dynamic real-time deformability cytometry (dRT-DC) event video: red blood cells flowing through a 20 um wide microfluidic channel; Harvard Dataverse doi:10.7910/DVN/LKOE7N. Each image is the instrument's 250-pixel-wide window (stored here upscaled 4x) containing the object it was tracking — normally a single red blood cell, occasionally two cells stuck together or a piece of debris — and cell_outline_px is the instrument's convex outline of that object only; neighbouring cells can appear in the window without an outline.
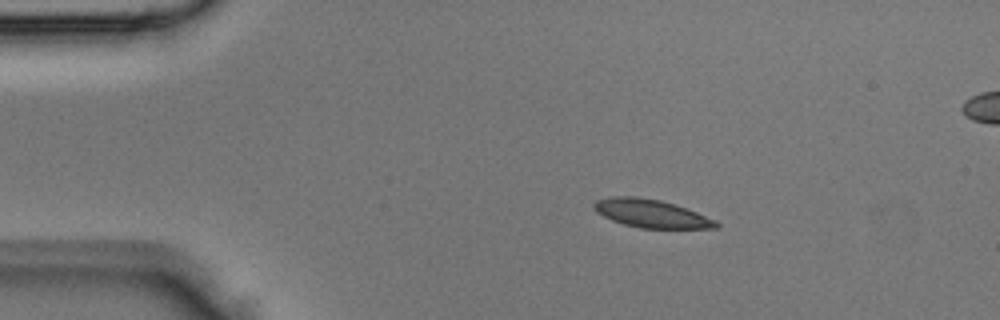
{"species": "Egyptian fruit bat (a non-hibernating species)", "species_latin": "Rousettus aegyptiacus", "temperature_condition": "room temperature", "stored_images_in_passage": 2, "camera_frame_rate_fps": 3000, "um_per_image_px": 0.085, "animal": {"sex": "male"}, "frame": {"image": 1, "passage_image": 1, "time_ms": 0.0, "image_size_px": [1000, 320], "cell_outline_px": [[720, 228], [640, 228], [624, 224], [612, 220], [596, 212], [592, 208], [592, 204], [596, 200], [612, 196], [636, 196], [660, 200], [676, 204], [716, 220], [720, 224]], "centroid_in_image_um": [55.34, 18.14], "position_along_channel_um": 29.7, "area_um2": 20.11}}